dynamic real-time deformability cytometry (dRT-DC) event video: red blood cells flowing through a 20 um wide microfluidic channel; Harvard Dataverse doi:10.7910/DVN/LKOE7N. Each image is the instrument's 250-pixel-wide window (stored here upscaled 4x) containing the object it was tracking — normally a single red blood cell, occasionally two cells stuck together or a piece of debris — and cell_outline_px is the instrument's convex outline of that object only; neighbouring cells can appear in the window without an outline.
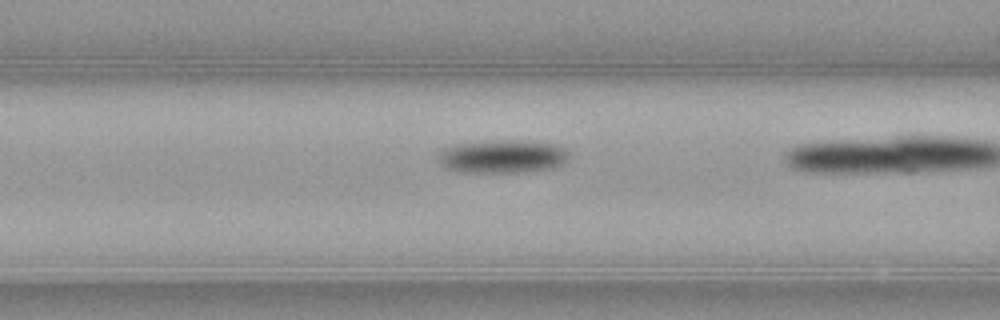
{"species": "common noctule bat (a hibernating species)", "species_latin": "Nyctalus noctula", "temperature_condition": "warm", "stored_images_in_passage": 37, "camera_frame_rate_fps": 3000, "um_per_image_px": 0.085, "animal": {"sex": "female", "body_mass_g": 21.9}, "frame": {"image": 1, "passage_image": 18, "time_ms": 5.667, "image_size_px": [1000, 320], "cell_outline_px": [[568, 160], [564, 164], [552, 168], [516, 172], [468, 172], [448, 168], [440, 160], [436, 152], [444, 148], [456, 144], [496, 140], [528, 140], [556, 144], [564, 148], [568, 152]], "centroid_in_image_um": [42.76, 13.27], "position_along_channel_um": 123.8, "area_um2": 25.26}}
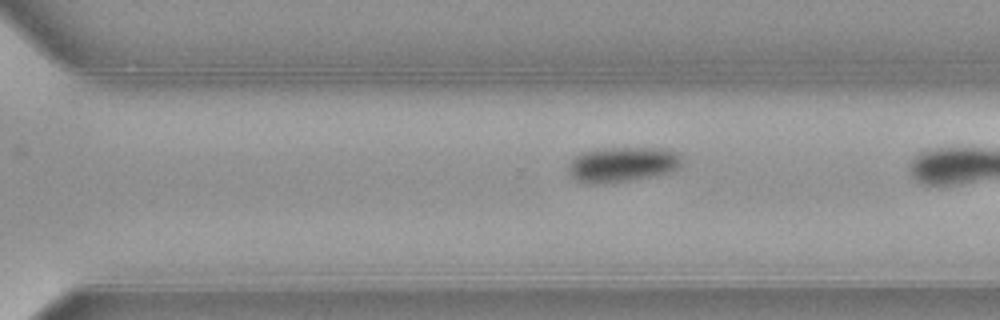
{"frame": {"image": 2, "passage_image": 33, "time_ms": 10.667, "image_size_px": [1000, 320], "cell_outline_px": [[684, 164], [680, 168], [668, 172], [628, 180], [596, 184], [588, 184], [576, 180], [568, 172], [568, 164], [580, 152], [596, 148], [668, 148], [676, 152], [680, 156]], "centroid_in_image_um": [52.89, 13.95], "position_along_channel_um": 317.7, "area_um2": 23.29}}